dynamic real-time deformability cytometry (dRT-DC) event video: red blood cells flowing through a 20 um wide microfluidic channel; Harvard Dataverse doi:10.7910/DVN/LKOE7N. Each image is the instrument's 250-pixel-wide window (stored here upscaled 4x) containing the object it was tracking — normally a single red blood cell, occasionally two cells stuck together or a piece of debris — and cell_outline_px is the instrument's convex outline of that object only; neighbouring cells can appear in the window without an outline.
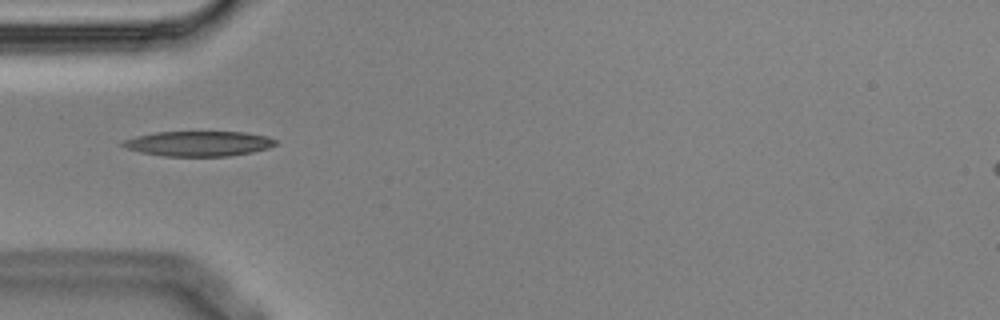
{"species": "Egyptian fruit bat (a non-hibernating species)", "species_latin": "Rousettus aegyptiacus", "temperature_condition": "cold", "stored_images_in_passage": 5, "camera_frame_rate_fps": 3000, "um_per_image_px": 0.085, "animal": {"sex": "male"}, "frame": {"image": 1, "passage_image": 5, "time_ms": 1.333, "image_size_px": [1000, 320], "cell_outline_px": [[276, 144], [268, 148], [252, 152], [228, 156], [164, 156], [140, 152], [124, 148], [120, 144], [124, 140], [136, 136], [156, 132], [244, 132], [268, 136], [276, 140]], "centroid_in_image_um": [16.87, 12.2], "position_along_channel_um": 68.1, "area_um2": 22.31}}